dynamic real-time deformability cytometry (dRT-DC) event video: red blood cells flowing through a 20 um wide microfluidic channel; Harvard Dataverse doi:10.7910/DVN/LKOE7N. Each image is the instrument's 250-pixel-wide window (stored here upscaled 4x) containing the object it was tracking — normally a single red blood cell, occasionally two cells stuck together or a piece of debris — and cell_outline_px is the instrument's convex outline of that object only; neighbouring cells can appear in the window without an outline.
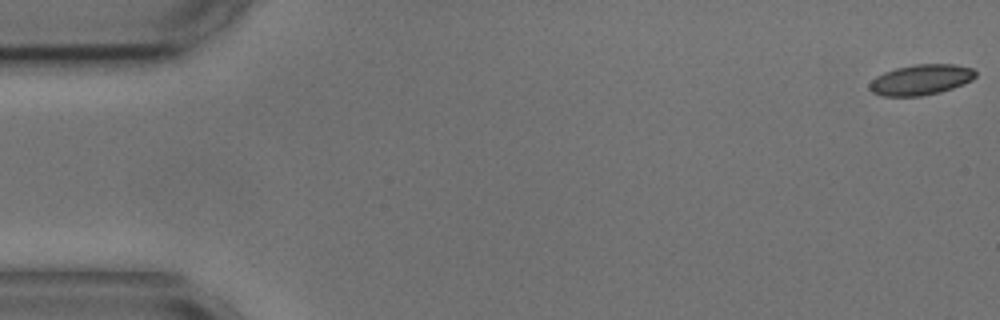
{"species": "common noctule bat (a hibernating species)", "species_latin": "Nyctalus noctula", "temperature_condition": "cold", "stored_images_in_passage": 49, "camera_frame_rate_fps": 3000, "um_per_image_px": 0.085, "animal": {"sex": "male", "body_mass_g": 17.9, "forearm_length_mm": 54.2}, "frame": {"image": 1, "passage_image": 1, "time_ms": 0.0, "image_size_px": [1000, 320], "cell_outline_px": [[976, 76], [972, 80], [964, 84], [940, 92], [920, 96], [880, 96], [872, 92], [868, 88], [868, 84], [876, 76], [884, 72], [896, 68], [916, 64], [956, 64], [972, 68], [976, 72]], "centroid_in_image_um": [78.26, 6.78], "position_along_channel_um": 6.7, "area_um2": 18.96}}
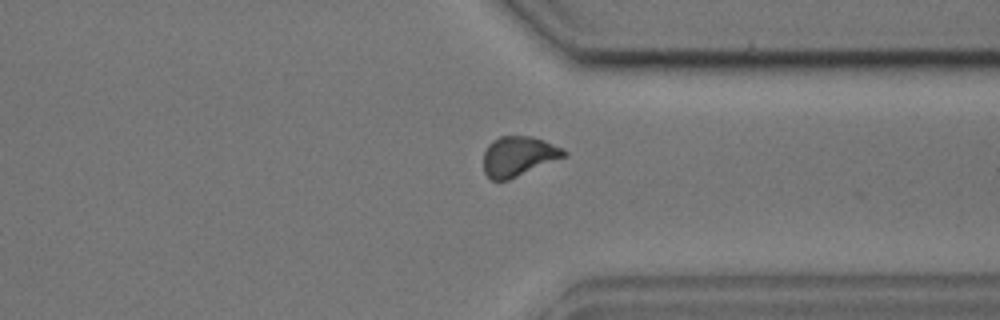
{"frame": {"image": 2, "passage_image": 42, "time_ms": 13.667, "image_size_px": [1000, 320], "cell_outline_px": [[568, 156], [508, 180], [492, 180], [484, 172], [484, 152], [488, 144], [492, 140], [500, 136], [532, 136], [544, 140], [564, 148], [568, 152]], "centroid_in_image_um": [44.11, 13.27], "position_along_channel_um": 367.3, "area_um2": 18.9}}
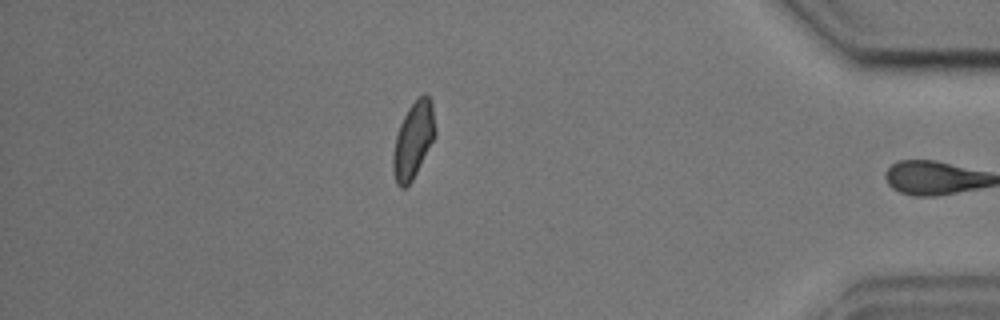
{"frame": {"image": 3, "passage_image": 48, "time_ms": 15.667, "image_size_px": [1000, 320], "cell_outline_px": [[436, 136], [412, 180], [404, 188], [400, 188], [396, 184], [392, 168], [392, 156], [396, 136], [400, 124], [408, 108], [424, 92], [428, 96], [432, 104], [436, 128]], "centroid_in_image_um": [35.13, 11.92], "position_along_channel_um": 400.1, "area_um2": 18.73}, "authors_computed_cell_mechanics": {"area_um2": 19.074, "velocity_mm_per_s": 3.611, "shape_relaxation_time_tau1_ms": 10.1795, "shape_relaxation_time_tau2_ms": 2.6212, "deformation_change_tau1": 0.1527, "deformation_change_tau2": 0.0663}}